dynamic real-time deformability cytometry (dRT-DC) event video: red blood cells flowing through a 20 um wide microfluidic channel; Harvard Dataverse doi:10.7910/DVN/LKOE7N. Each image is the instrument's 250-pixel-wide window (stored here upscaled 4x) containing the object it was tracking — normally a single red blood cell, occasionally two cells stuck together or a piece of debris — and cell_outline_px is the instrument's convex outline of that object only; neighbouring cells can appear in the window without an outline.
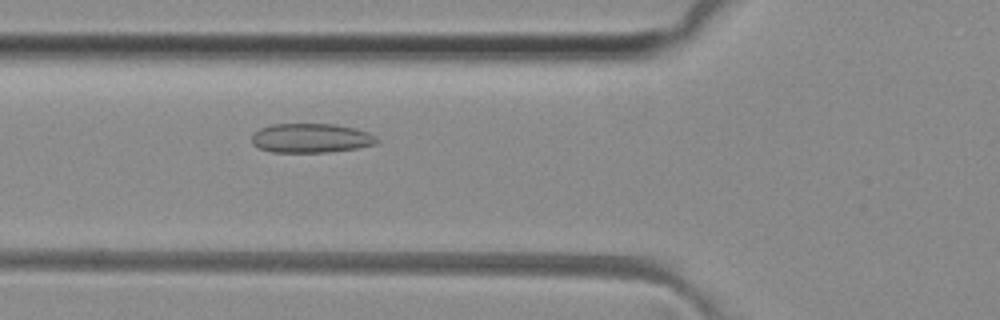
{"species": "common noctule bat (a hibernating species)", "species_latin": "Nyctalus noctula", "temperature_condition": "room temperature", "stored_images_in_passage": 50, "camera_frame_rate_fps": 3000, "um_per_image_px": 0.085, "animal": {"sex": "female", "body_mass_g": 29.2, "forearm_length_mm": 56.3}, "frame": {"image": 1, "passage_image": 18, "time_ms": 5.667, "image_size_px": [1000, 320], "cell_outline_px": [[380, 140], [376, 144], [356, 148], [328, 152], [272, 152], [260, 148], [252, 144], [252, 136], [260, 128], [272, 124], [336, 124], [356, 128], [368, 132], [376, 136]], "centroid_in_image_um": [26.47, 11.73], "position_along_channel_um": 99.3, "area_um2": 21.39}}
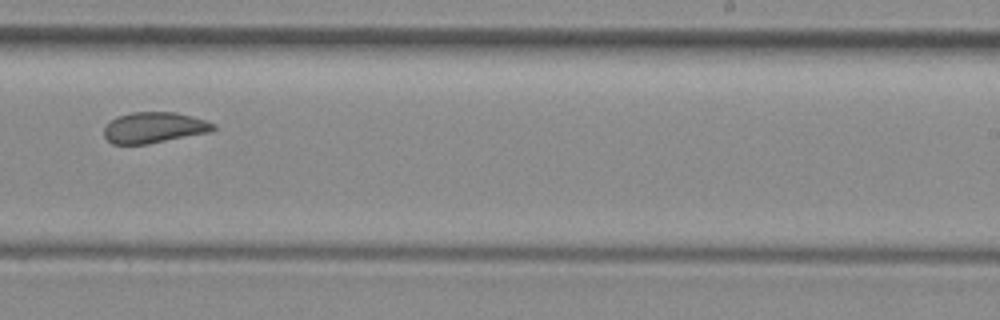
{"frame": {"image": 2, "passage_image": 31, "time_ms": 10.0, "image_size_px": [1000, 320], "cell_outline_px": [[216, 128], [212, 132], [148, 144], [112, 144], [104, 136], [104, 128], [112, 120], [120, 116], [132, 112], [176, 112], [192, 116], [216, 124]], "centroid_in_image_um": [13.14, 10.85], "position_along_channel_um": 275.9, "area_um2": 19.65}}
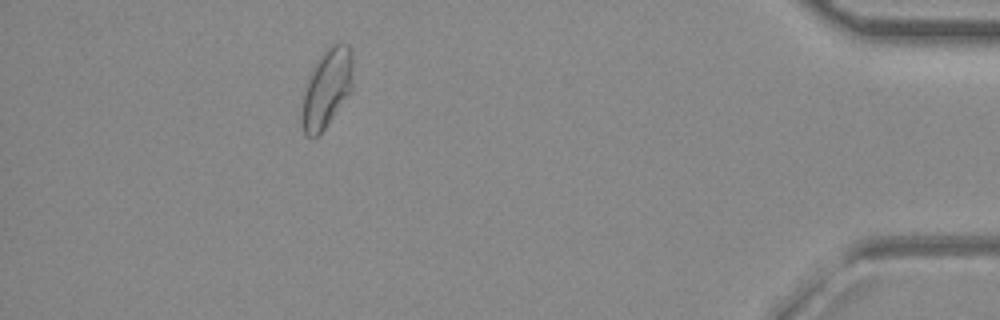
{"frame": {"image": 3, "passage_image": 45, "time_ms": 14.667, "image_size_px": [1000, 320], "cell_outline_px": [[352, 88], [324, 128], [312, 140], [304, 136], [300, 116], [304, 92], [308, 80], [320, 56], [336, 40], [340, 40], [348, 44], [352, 52]], "centroid_in_image_um": [27.76, 7.5], "position_along_channel_um": 407.4, "area_um2": 23.18}, "authors_computed_cell_mechanics": {"area_um2": 21.6461, "velocity_mm_per_s": 4.0849, "shape_relaxation_time_tau1_ms": null, "shape_relaxation_time_tau2_ms": 1.4399, "deformation_change_tau1": null, "deformation_change_tau2": 0.0844}}